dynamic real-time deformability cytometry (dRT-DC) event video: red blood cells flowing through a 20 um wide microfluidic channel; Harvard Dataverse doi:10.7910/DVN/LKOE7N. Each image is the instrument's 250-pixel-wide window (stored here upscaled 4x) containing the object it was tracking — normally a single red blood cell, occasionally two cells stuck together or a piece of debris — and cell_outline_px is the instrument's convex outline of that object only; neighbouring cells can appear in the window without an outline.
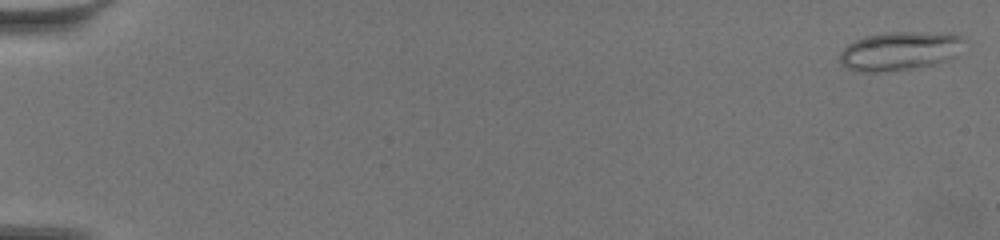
{"species": "common noctule bat (a hibernating species)", "species_latin": "Nyctalus noctula", "temperature_condition": "warm", "stored_images_in_passage": 61, "camera_frame_rate_fps": 3000, "um_per_image_px": 0.085, "animal": {"sex": "female", "body_mass_g": 19.5, "forearm_length_mm": 54.1}, "frame": {"image": 1, "passage_image": 1, "time_ms": 0.0, "image_size_px": [1000, 240], "cell_outline_px": [[968, 40], [952, 56], [944, 60], [932, 64], [912, 68], [876, 72], [860, 72], [848, 68], [840, 64], [840, 52], [848, 44], [864, 36], [884, 32], [948, 32], [964, 36]], "centroid_in_image_um": [76.48, 4.3], "position_along_channel_um": 8.5, "area_um2": 28.09}}
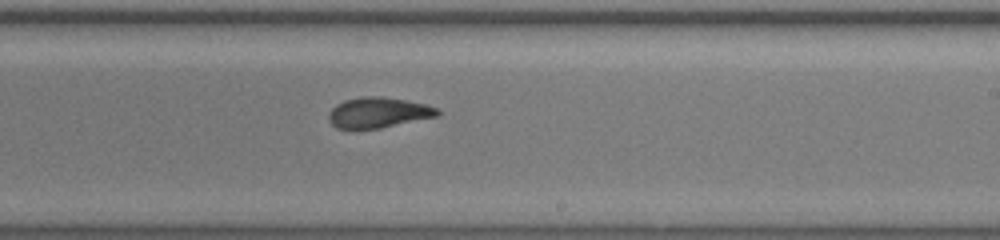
{"frame": {"image": 2, "passage_image": 39, "time_ms": 12.667, "image_size_px": [1000, 240], "cell_outline_px": [[440, 116], [380, 128], [352, 132], [336, 128], [328, 120], [328, 112], [336, 104], [344, 100], [360, 96], [380, 96], [404, 100], [424, 104], [436, 108], [440, 112]], "centroid_in_image_um": [32.07, 9.61], "position_along_channel_um": 256.9, "area_um2": 19.94}}
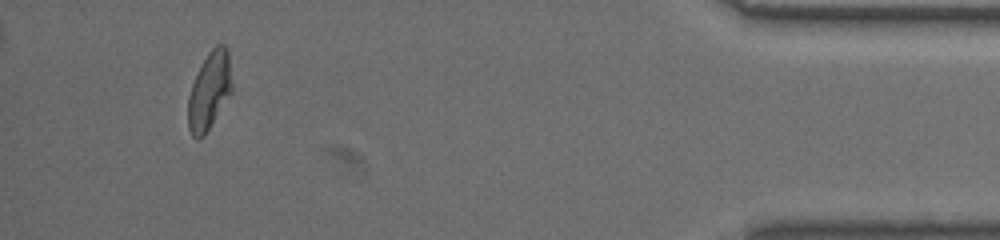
{"frame": {"image": 3, "passage_image": 58, "time_ms": 19.0, "image_size_px": [1000, 240], "cell_outline_px": [[232, 92], [204, 136], [196, 140], [192, 136], [188, 128], [188, 96], [192, 84], [208, 52], [216, 44], [224, 44], [228, 52], [232, 84]], "centroid_in_image_um": [17.79, 7.74], "position_along_channel_um": 417.4, "area_um2": 19.71}, "authors_computed_cell_mechanics": {"area_um2": 19.8832, "velocity_mm_per_s": 3.463, "shape_relaxation_time_tau1_ms": 7.2715, "shape_relaxation_time_tau2_ms": 2.6242, "deformation_change_tau1": 0.2344, "deformation_change_tau2": 0.105}}